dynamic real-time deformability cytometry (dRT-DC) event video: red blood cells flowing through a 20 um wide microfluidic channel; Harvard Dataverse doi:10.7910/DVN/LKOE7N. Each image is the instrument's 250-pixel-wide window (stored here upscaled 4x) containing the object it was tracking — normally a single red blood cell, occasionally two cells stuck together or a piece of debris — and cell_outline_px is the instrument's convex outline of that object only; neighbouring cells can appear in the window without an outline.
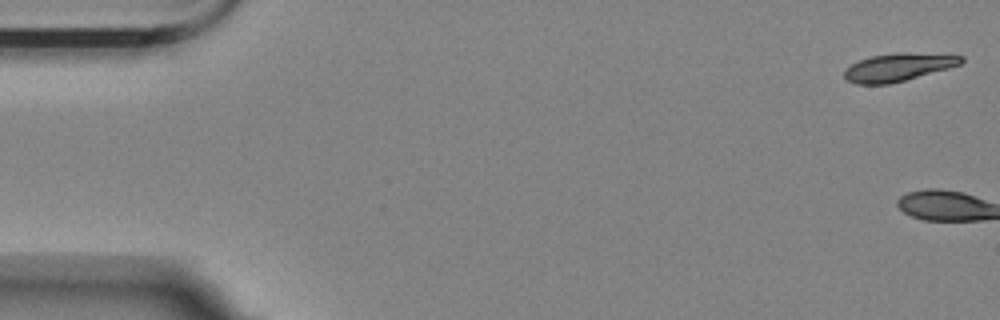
{"species": "Egyptian fruit bat (a non-hibernating species)", "species_latin": "Rousettus aegyptiacus", "temperature_condition": "room temperature", "stored_images_in_passage": 3, "camera_frame_rate_fps": 3000, "um_per_image_px": 0.085, "animal": {"sex": "female"}, "frame": {"image": 1, "passage_image": 1, "time_ms": 0.0, "image_size_px": [1000, 320], "cell_outline_px": [[964, 60], [960, 64], [948, 68], [904, 80], [888, 84], [856, 84], [848, 80], [844, 76], [844, 72], [852, 64], [860, 60], [872, 56], [964, 56]], "centroid_in_image_um": [76.25, 5.8], "position_along_channel_um": 8.7, "area_um2": 17.17}}